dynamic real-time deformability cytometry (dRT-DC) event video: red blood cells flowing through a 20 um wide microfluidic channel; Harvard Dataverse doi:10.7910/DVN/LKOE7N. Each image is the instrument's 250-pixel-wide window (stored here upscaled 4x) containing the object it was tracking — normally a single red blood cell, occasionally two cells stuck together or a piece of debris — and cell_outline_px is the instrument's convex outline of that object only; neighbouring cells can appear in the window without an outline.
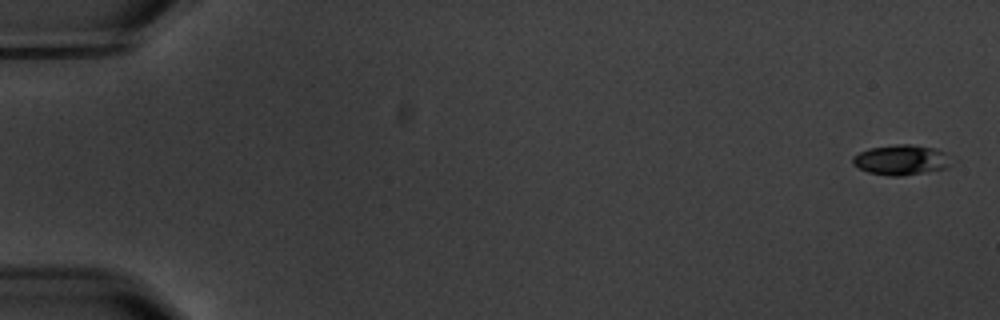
{"species": "common noctule bat (a hibernating species)", "species_latin": "Nyctalus noctula", "temperature_condition": "warm", "stored_images_in_passage": 7, "segment_of_instrument_passage": [1, 2], "camera_frame_rate_fps": 3000, "um_per_image_px": 0.085, "animal": {"sex": "male", "body_mass_g": 20.1, "forearm_length_mm": 53.5}, "frame": {"image": 1, "passage_image": 1, "time_ms": 0.0, "image_size_px": [1000, 320], "cell_outline_px": [[948, 168], [900, 176], [888, 176], [868, 172], [852, 164], [852, 156], [868, 148], [896, 144], [912, 144], [936, 148], [944, 152], [948, 164]], "centroid_in_image_um": [76.53, 13.58], "position_along_channel_um": 8.5, "area_um2": 17.17}}